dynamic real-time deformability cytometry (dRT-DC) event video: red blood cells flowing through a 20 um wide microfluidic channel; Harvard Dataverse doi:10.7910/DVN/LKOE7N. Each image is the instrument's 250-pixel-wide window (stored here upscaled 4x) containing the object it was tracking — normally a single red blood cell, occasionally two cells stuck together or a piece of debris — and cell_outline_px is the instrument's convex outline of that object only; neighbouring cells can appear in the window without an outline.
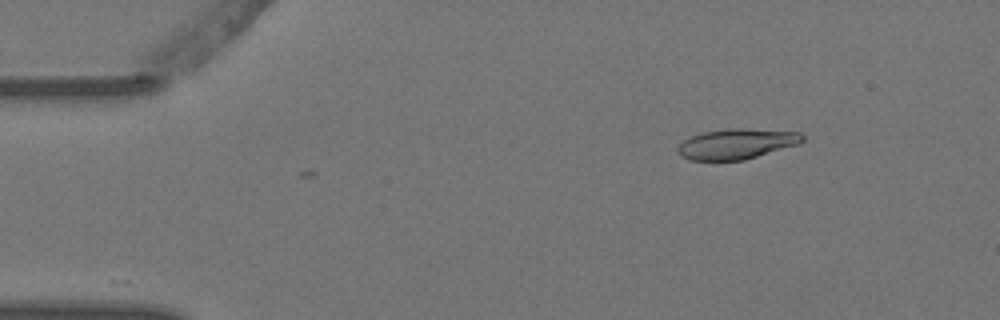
{"species": "Egyptian fruit bat (a non-hibernating species)", "species_latin": "Rousettus aegyptiacus", "temperature_condition": "warm", "stored_images_in_passage": 5, "camera_frame_rate_fps": 3000, "um_per_image_px": 0.085, "animal": {"sex": "female"}, "frame": {"image": 1, "passage_image": 5, "time_ms": 1.333, "image_size_px": [1000, 320], "cell_outline_px": [[804, 140], [800, 144], [744, 160], [688, 160], [680, 156], [676, 148], [684, 140], [692, 136], [704, 132], [728, 128], [740, 128], [800, 132], [804, 136]], "centroid_in_image_um": [62.62, 12.23], "position_along_channel_um": 22.4, "area_um2": 22.08}}